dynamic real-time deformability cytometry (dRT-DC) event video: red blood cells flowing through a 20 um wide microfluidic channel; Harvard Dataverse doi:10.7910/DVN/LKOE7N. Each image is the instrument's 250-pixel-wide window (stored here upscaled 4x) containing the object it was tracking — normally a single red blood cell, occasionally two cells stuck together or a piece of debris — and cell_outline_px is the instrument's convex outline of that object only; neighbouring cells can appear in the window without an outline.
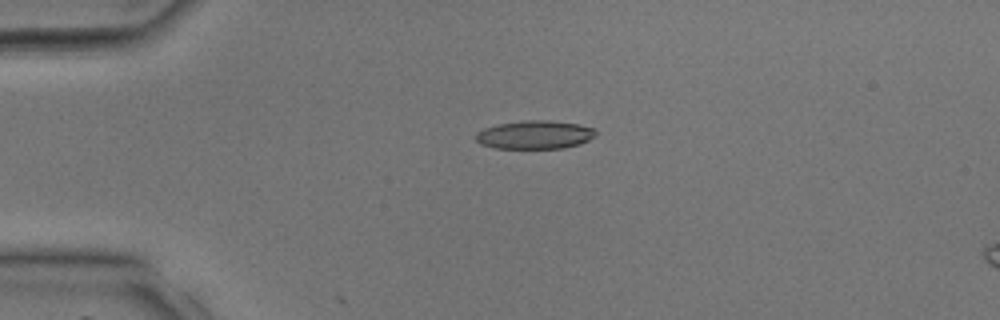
{"species": "common noctule bat (a hibernating species)", "species_latin": "Nyctalus noctula", "temperature_condition": "room temperature", "stored_images_in_passage": 15, "camera_frame_rate_fps": 3000, "um_per_image_px": 0.085, "animal": {"sex": "male", "body_mass_g": 17.9, "forearm_length_mm": 54.2}, "frame": {"image": 1, "passage_image": 2, "time_ms": 0.333, "image_size_px": [1000, 320], "cell_outline_px": [[596, 136], [580, 144], [564, 148], [496, 148], [480, 144], [476, 140], [476, 132], [484, 128], [500, 124], [524, 120], [548, 120], [580, 124], [596, 128]], "centroid_in_image_um": [45.5, 11.45], "position_along_channel_um": 39.5, "area_um2": 19.94}}
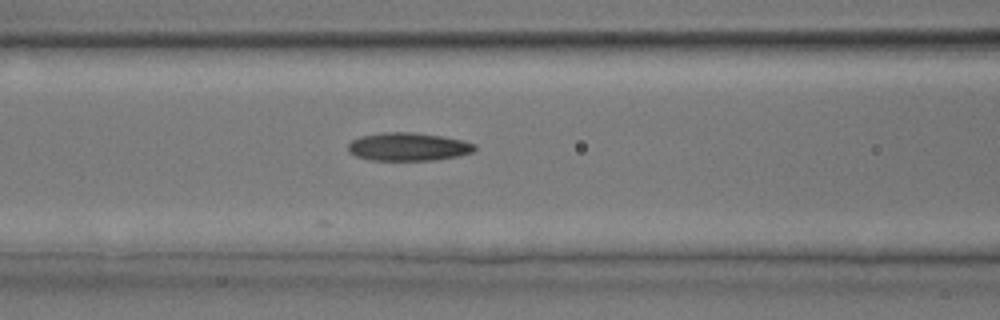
{"frame": {"image": 2, "passage_image": 9, "time_ms": 2.667, "image_size_px": [1000, 320], "cell_outline_px": [[476, 148], [472, 152], [456, 156], [432, 160], [372, 160], [356, 156], [348, 152], [348, 144], [352, 140], [360, 136], [384, 132], [412, 132], [440, 136], [460, 140], [476, 144]], "centroid_in_image_um": [34.65, 12.47], "position_along_channel_um": 131.9, "area_um2": 20.58}}
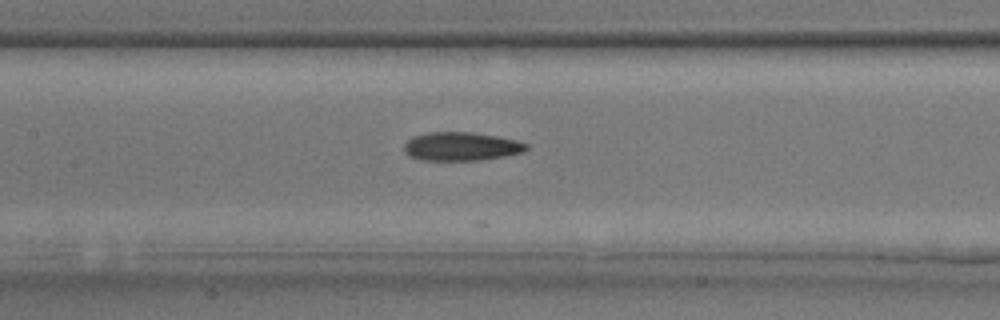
{"frame": {"image": 3, "passage_image": 11, "time_ms": 3.333, "image_size_px": [1000, 320], "cell_outline_px": [[528, 148], [524, 152], [504, 156], [480, 160], [420, 160], [408, 156], [404, 152], [404, 144], [412, 136], [428, 132], [472, 132], [496, 136], [516, 140], [528, 144]], "centroid_in_image_um": [39.18, 12.45], "position_along_channel_um": 168.2, "area_um2": 20.46}}